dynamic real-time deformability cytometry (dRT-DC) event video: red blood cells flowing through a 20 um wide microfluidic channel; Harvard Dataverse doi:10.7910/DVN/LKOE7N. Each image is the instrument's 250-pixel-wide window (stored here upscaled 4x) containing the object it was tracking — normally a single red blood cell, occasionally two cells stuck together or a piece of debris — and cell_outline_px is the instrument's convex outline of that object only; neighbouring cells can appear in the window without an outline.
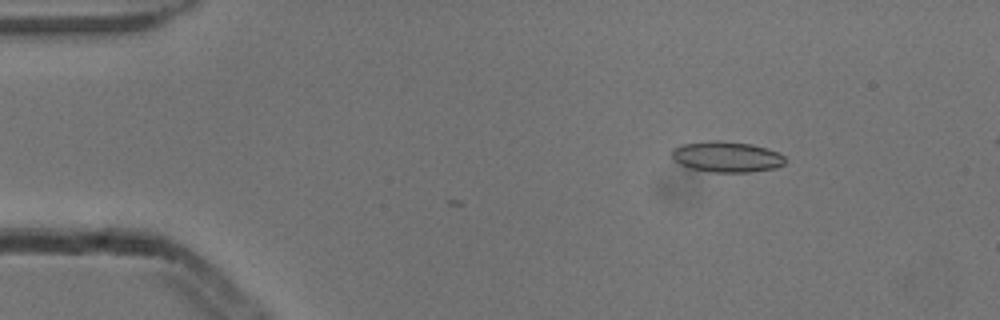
{"species": "common noctule bat (a hibernating species)", "species_latin": "Nyctalus noctula", "temperature_condition": "cold", "stored_images_in_passage": 2, "camera_frame_rate_fps": 3000, "um_per_image_px": 0.085, "animal": {"sex": "male", "body_mass_g": 13.3}, "frame": {"image": 1, "passage_image": 1, "time_ms": 0.0, "image_size_px": [1000, 320], "cell_outline_px": [[784, 164], [776, 168], [748, 172], [712, 172], [692, 168], [680, 164], [672, 156], [672, 152], [676, 148], [684, 144], [712, 140], [720, 140], [752, 144], [780, 152], [784, 156]], "centroid_in_image_um": [61.82, 13.32], "position_along_channel_um": 23.2, "area_um2": 20.11}}